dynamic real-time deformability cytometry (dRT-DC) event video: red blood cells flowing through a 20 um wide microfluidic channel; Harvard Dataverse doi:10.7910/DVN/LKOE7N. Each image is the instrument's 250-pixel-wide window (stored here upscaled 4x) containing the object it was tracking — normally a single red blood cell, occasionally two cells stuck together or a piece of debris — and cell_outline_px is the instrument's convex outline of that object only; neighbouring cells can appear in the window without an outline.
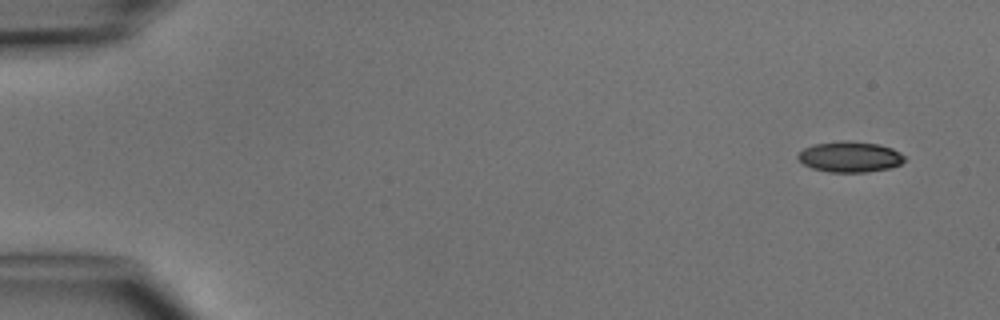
{"species": "common noctule bat (a hibernating species)", "species_latin": "Nyctalus noctula", "temperature_condition": "cold", "stored_images_in_passage": 5, "camera_frame_rate_fps": 3000, "um_per_image_px": 0.085, "animal": {"sex": "male", "body_mass_g": 15.6}, "frame": {"image": 1, "passage_image": 1, "time_ms": 0.0, "image_size_px": [1000, 320], "cell_outline_px": [[904, 160], [900, 164], [888, 168], [868, 172], [828, 172], [812, 168], [804, 164], [796, 156], [804, 148], [816, 144], [840, 140], [848, 140], [880, 144], [892, 148], [900, 152], [904, 156]], "centroid_in_image_um": [72.25, 13.32], "position_along_channel_um": 12.8, "area_um2": 19.07}}
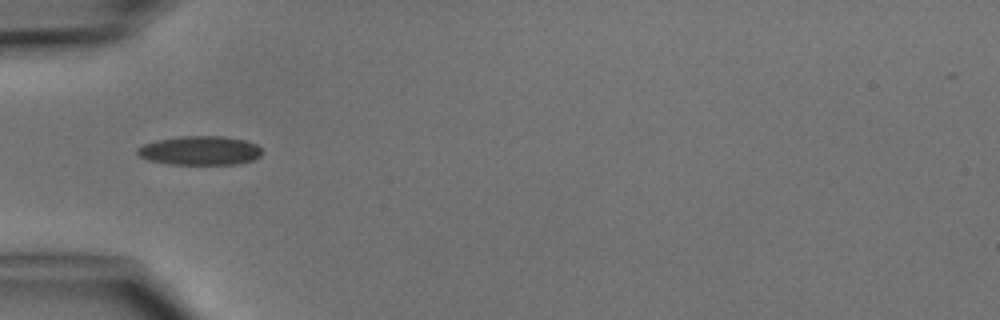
{"frame": {"image": 2, "passage_image": 4, "time_ms": 4.333, "image_size_px": [1000, 320], "cell_outline_px": [[264, 152], [260, 156], [252, 160], [240, 164], [168, 164], [148, 160], [140, 156], [136, 152], [136, 148], [144, 144], [156, 140], [180, 136], [224, 136], [244, 140], [256, 144]], "centroid_in_image_um": [17.0, 12.8], "position_along_channel_um": 68.0, "area_um2": 21.21}}